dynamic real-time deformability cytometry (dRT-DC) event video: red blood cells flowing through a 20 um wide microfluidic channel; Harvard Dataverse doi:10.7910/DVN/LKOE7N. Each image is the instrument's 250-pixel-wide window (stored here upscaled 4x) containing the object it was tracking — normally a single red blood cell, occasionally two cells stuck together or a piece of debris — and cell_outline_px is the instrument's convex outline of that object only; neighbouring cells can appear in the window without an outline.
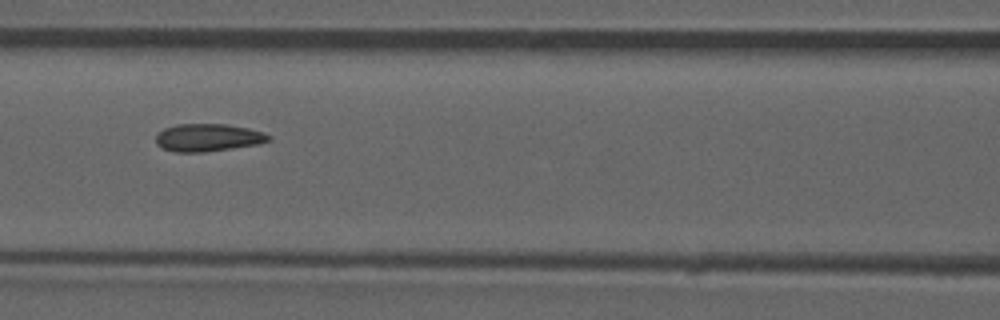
{"species": "common noctule bat (a hibernating species)", "species_latin": "Nyctalus noctula", "temperature_condition": "room temperature", "stored_images_in_passage": 52, "camera_frame_rate_fps": 3000, "um_per_image_px": 0.085, "animal": {"sex": "male", "forearm_length_mm": 52.5}, "frame": {"image": 1, "passage_image": 23, "time_ms": 7.333, "image_size_px": [1000, 320], "cell_outline_px": [[272, 140], [260, 144], [204, 152], [176, 152], [164, 148], [156, 144], [156, 136], [164, 128], [176, 124], [228, 124], [248, 128], [264, 132], [272, 136]], "centroid_in_image_um": [17.73, 11.69], "position_along_channel_um": 148.9, "area_um2": 18.26}, "authors_computed_cell_mechanics": {"area_um2": 18.0914, "velocity_mm_per_s": 3.9126, "shape_relaxation_time_tau1_ms": null, "shape_relaxation_time_tau2_ms": 3.0141, "deformation_change_tau1": null, "deformation_change_tau2": 0.066}}